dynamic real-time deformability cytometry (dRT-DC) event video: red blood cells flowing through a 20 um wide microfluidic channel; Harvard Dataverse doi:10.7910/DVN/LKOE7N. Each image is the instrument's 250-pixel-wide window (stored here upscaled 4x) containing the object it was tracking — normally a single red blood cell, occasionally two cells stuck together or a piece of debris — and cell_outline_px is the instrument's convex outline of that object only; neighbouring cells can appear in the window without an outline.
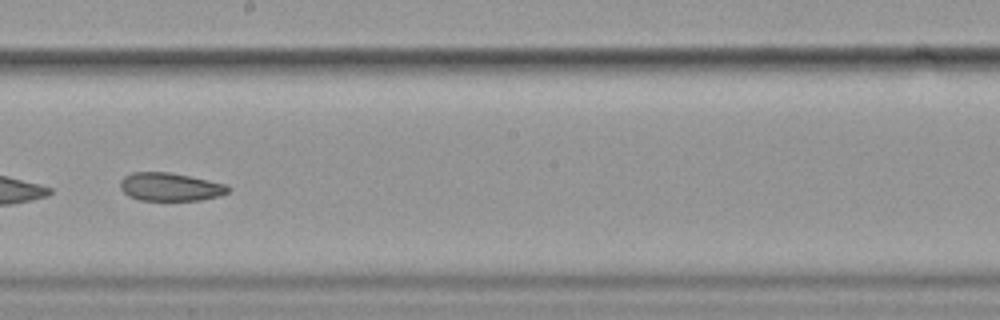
{"species": "common noctule bat (a hibernating species)", "species_latin": "Nyctalus noctula", "temperature_condition": "cold", "stored_images_in_passage": 9, "camera_frame_rate_fps": 3000, "um_per_image_px": 0.085, "animal": {"sex": "female", "body_mass_g": 19.9}, "frame": {"image": 1, "passage_image": 7, "time_ms": 7.0, "image_size_px": [1000, 320], "cell_outline_px": [[232, 188], [228, 192], [220, 196], [200, 200], [140, 200], [128, 196], [120, 188], [120, 180], [124, 176], [132, 172], [168, 172], [228, 184]], "centroid_in_image_um": [14.48, 15.88], "position_along_channel_um": 233.7, "area_um2": 17.8}}
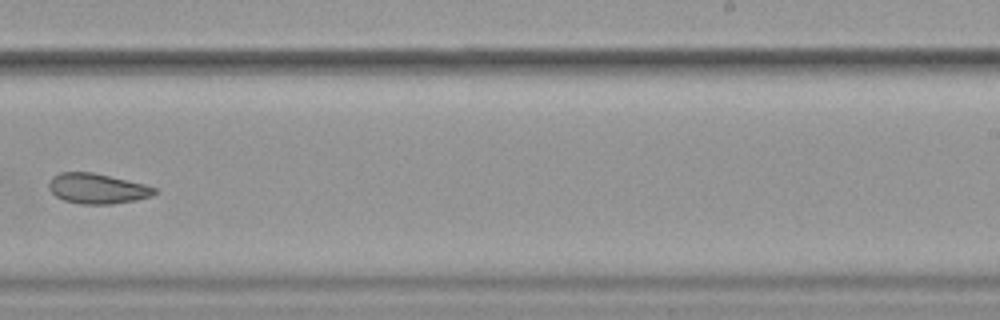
{"frame": {"image": 2, "passage_image": 8, "time_ms": 8.333, "image_size_px": [1000, 320], "cell_outline_px": [[156, 192], [152, 196], [136, 200], [112, 204], [80, 204], [64, 200], [56, 196], [48, 188], [48, 184], [52, 176], [60, 172], [92, 172], [144, 184], [156, 188]], "centroid_in_image_um": [8.24, 16.03], "position_along_channel_um": 280.8, "area_um2": 18.55}}
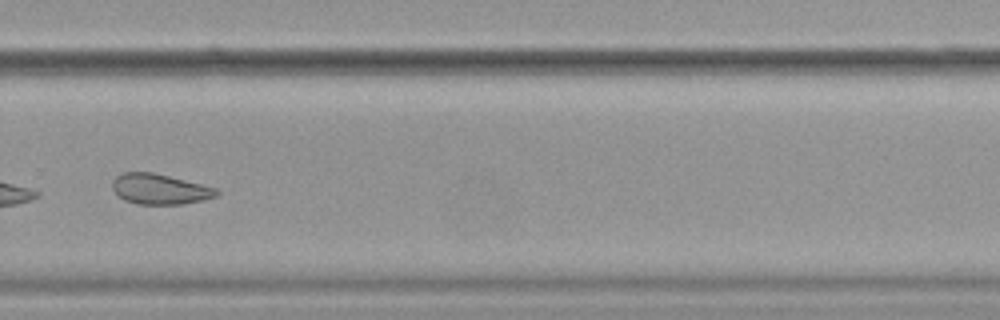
{"frame": {"image": 3, "passage_image": 9, "time_ms": 9.333, "image_size_px": [1000, 320], "cell_outline_px": [[220, 192], [216, 196], [204, 200], [184, 204], [136, 204], [124, 200], [112, 188], [112, 180], [116, 176], [124, 172], [152, 172], [216, 188]], "centroid_in_image_um": [13.57, 16.08], "position_along_channel_um": 316.2, "area_um2": 18.32}}